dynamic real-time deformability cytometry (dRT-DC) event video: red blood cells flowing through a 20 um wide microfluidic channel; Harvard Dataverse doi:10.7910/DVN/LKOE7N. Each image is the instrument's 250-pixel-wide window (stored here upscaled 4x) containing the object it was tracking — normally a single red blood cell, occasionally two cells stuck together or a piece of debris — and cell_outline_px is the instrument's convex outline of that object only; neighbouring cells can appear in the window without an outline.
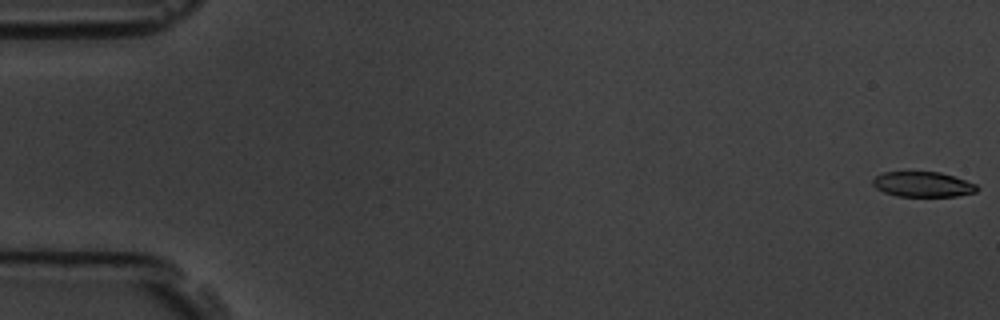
{"species": "common noctule bat (a hibernating species)", "species_latin": "Nyctalus noctula", "temperature_condition": "room temperature", "stored_images_in_passage": 5, "camera_frame_rate_fps": 3000, "um_per_image_px": 0.085, "animal": {"sex": "male", "body_mass_g": 19.5, "forearm_length_mm": 54.6}, "frame": {"image": 1, "passage_image": 1, "time_ms": 0.0, "image_size_px": [1000, 320], "cell_outline_px": [[980, 188], [976, 192], [956, 196], [896, 196], [884, 192], [876, 188], [872, 184], [872, 180], [876, 176], [884, 172], [940, 172], [976, 184]], "centroid_in_image_um": [78.43, 15.67], "position_along_channel_um": 6.6, "area_um2": 15.2}}
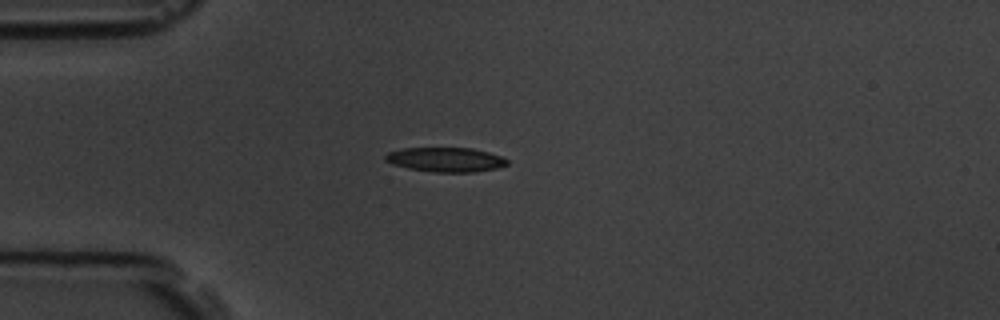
{"frame": {"image": 2, "passage_image": 5, "time_ms": 4.667, "image_size_px": [1000, 320], "cell_outline_px": [[508, 164], [496, 168], [476, 172], [432, 172], [408, 168], [392, 164], [384, 160], [384, 156], [388, 152], [400, 148], [472, 148], [488, 152], [500, 156], [508, 160]], "centroid_in_image_um": [37.85, 13.57], "position_along_channel_um": 47.2, "area_um2": 17.4}}